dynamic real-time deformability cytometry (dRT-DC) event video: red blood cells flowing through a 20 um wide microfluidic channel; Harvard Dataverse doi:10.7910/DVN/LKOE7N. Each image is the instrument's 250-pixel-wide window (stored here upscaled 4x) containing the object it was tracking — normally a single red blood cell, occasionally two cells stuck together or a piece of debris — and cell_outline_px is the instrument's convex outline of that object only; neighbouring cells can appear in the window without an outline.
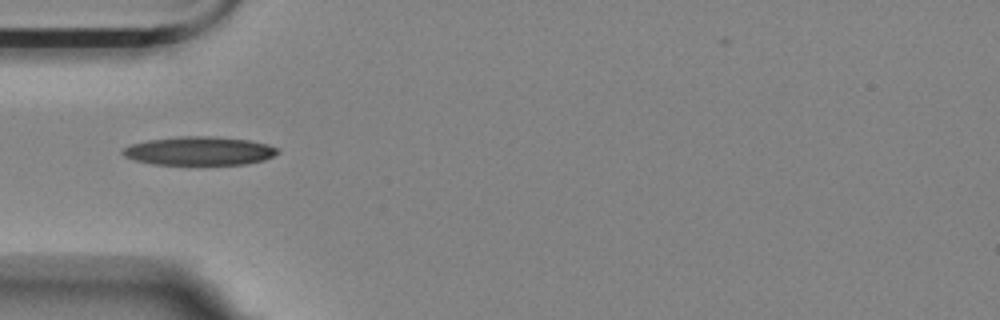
{"species": "Egyptian fruit bat (a non-hibernating species)", "species_latin": "Rousettus aegyptiacus", "temperature_condition": "room temperature", "stored_images_in_passage": 26, "camera_frame_rate_fps": 3000, "um_per_image_px": 0.085, "animal": {"sex": "female"}, "frame": {"image": 1, "passage_image": 1, "time_ms": 0.0, "image_size_px": [1000, 320], "cell_outline_px": [[280, 152], [264, 160], [244, 164], [152, 164], [132, 160], [124, 156], [120, 152], [124, 148], [132, 144], [148, 140], [180, 136], [212, 136], [248, 140], [268, 144], [280, 148]], "centroid_in_image_um": [16.94, 12.82], "position_along_channel_um": 68.1, "area_um2": 25.84}}